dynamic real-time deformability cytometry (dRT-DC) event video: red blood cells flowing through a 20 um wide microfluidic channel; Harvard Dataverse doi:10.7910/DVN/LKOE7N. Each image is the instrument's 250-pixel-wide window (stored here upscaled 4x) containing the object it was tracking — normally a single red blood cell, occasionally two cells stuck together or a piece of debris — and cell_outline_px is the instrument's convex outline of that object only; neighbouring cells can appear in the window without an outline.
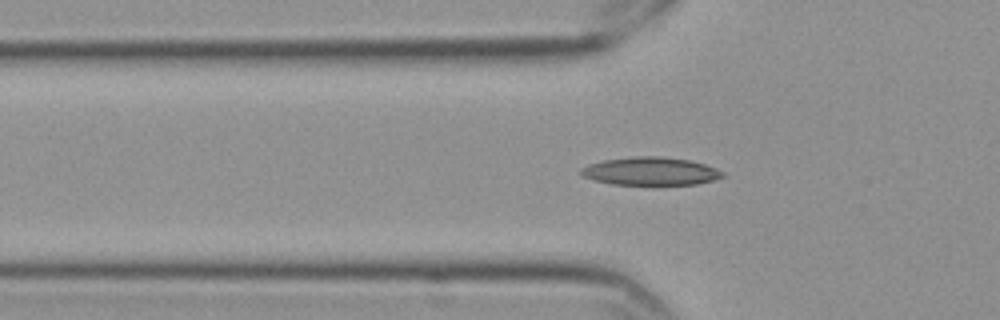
{"species": "Egyptian fruit bat (a non-hibernating species)", "species_latin": "Rousettus aegyptiacus", "temperature_condition": "cold", "stored_images_in_passage": 54, "camera_frame_rate_fps": 3000, "um_per_image_px": 0.085, "frame": {"image": 1, "passage_image": 19, "time_ms": 6.0, "image_size_px": [1000, 320], "cell_outline_px": [[724, 176], [712, 180], [696, 184], [612, 184], [592, 180], [584, 176], [580, 172], [580, 168], [588, 164], [604, 160], [636, 156], [660, 156], [688, 160], [704, 164], [716, 168], [724, 172]], "centroid_in_image_um": [55.27, 14.55], "position_along_channel_um": 70.5, "area_um2": 22.95}}
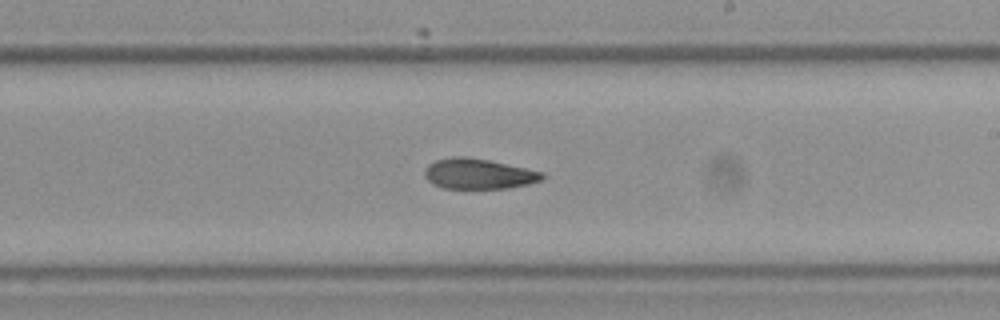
{"frame": {"image": 2, "passage_image": 34, "time_ms": 11.0, "image_size_px": [1000, 320], "cell_outline_px": [[544, 176], [540, 180], [528, 184], [508, 188], [444, 188], [432, 184], [424, 176], [424, 168], [428, 164], [436, 160], [452, 156], [464, 156], [488, 160], [544, 172]], "centroid_in_image_um": [40.63, 14.77], "position_along_channel_um": 248.4, "area_um2": 20.75}}
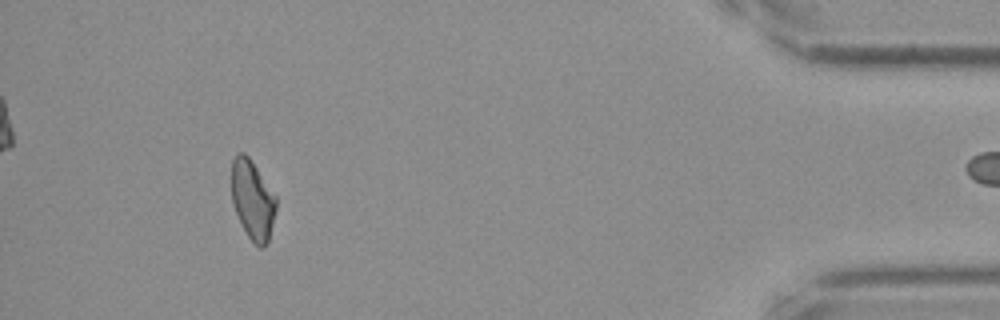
{"frame": {"image": 3, "passage_image": 53, "time_ms": 17.333, "image_size_px": [1000, 320], "cell_outline_px": [[276, 208], [268, 240], [260, 248], [248, 236], [232, 204], [232, 160], [236, 152], [244, 152], [248, 156], [276, 196]], "centroid_in_image_um": [21.45, 16.93], "position_along_channel_um": 413.7, "area_um2": 20.11}}